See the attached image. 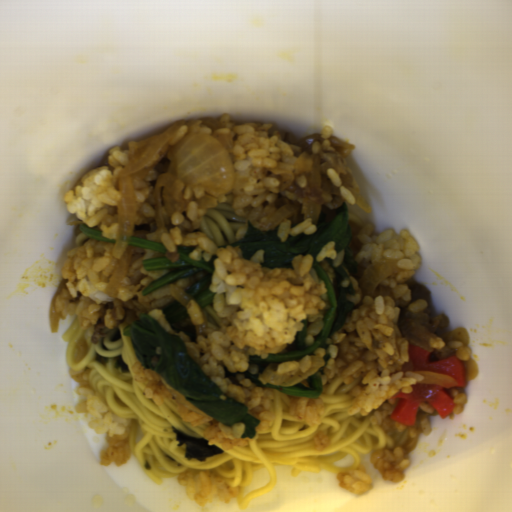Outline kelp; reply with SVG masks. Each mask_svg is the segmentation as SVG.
Masks as SVG:
<instances>
[{
    "label": "kelp",
    "mask_w": 512,
    "mask_h": 512,
    "mask_svg": "<svg viewBox=\"0 0 512 512\" xmlns=\"http://www.w3.org/2000/svg\"><path fill=\"white\" fill-rule=\"evenodd\" d=\"M178 446H185V460L197 459L200 462L211 458L223 451L215 444H209L205 437H194L182 432L178 427L172 426Z\"/></svg>",
    "instance_id": "99668d17"
},
{
    "label": "kelp",
    "mask_w": 512,
    "mask_h": 512,
    "mask_svg": "<svg viewBox=\"0 0 512 512\" xmlns=\"http://www.w3.org/2000/svg\"><path fill=\"white\" fill-rule=\"evenodd\" d=\"M93 360L96 363H112L116 369H120L122 373H129L131 371L129 364L124 360L122 355L115 357H104L96 352Z\"/></svg>",
    "instance_id": "cf089659"
},
{
    "label": "kelp",
    "mask_w": 512,
    "mask_h": 512,
    "mask_svg": "<svg viewBox=\"0 0 512 512\" xmlns=\"http://www.w3.org/2000/svg\"><path fill=\"white\" fill-rule=\"evenodd\" d=\"M122 338V332L119 330V328L117 330H115L114 332H112L110 338H109V341L110 342H115V341H118Z\"/></svg>",
    "instance_id": "604fcf36"
},
{
    "label": "kelp",
    "mask_w": 512,
    "mask_h": 512,
    "mask_svg": "<svg viewBox=\"0 0 512 512\" xmlns=\"http://www.w3.org/2000/svg\"><path fill=\"white\" fill-rule=\"evenodd\" d=\"M99 347H100V349H101V350H105V351H108V349H109V348H107V347L105 346V344L103 343V341H100V343H99Z\"/></svg>",
    "instance_id": "861f05c9"
}]
</instances>
